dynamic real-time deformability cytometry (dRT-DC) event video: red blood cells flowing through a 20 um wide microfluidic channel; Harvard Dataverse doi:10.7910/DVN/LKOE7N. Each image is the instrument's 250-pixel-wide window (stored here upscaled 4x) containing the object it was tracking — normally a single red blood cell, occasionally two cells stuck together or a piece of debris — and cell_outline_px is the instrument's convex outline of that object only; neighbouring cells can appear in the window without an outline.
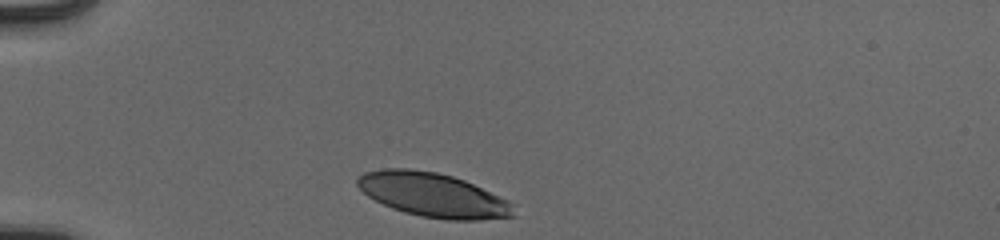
{"species": "human", "species_latin": "Homo sapiens", "temperature_condition": "cold", "stored_images_in_passage": 31, "camera_frame_rate_fps": 3000, "um_per_image_px": 0.085, "donor": {"sex": "male"}, "frame": {"image": 1, "passage_image": 1, "time_ms": 0.0, "image_size_px": [1000, 240], "cell_outline_px": [[516, 216], [480, 220], [448, 220], [420, 216], [404, 212], [392, 208], [368, 196], [356, 184], [356, 180], [364, 172], [384, 168], [408, 168], [436, 172], [452, 176], [464, 180], [508, 200], [516, 204]], "centroid_in_image_um": [36.85, 16.58], "position_along_channel_um": 48.2, "area_um2": 40.23}}
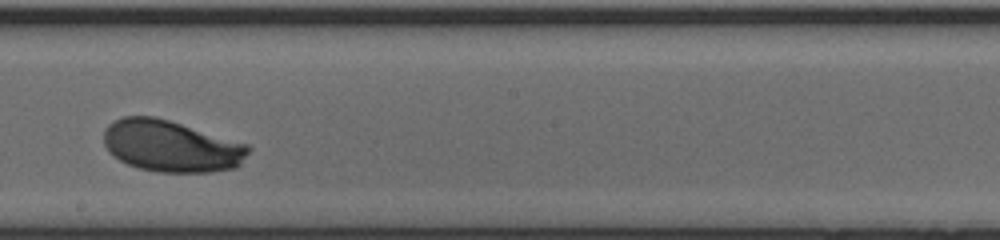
{"frame": {"image": 2, "passage_image": 18, "time_ms": 5.667, "image_size_px": [1000, 240], "cell_outline_px": [[252, 148], [240, 164], [236, 168], [212, 172], [156, 172], [140, 168], [128, 164], [120, 160], [104, 144], [104, 128], [108, 124], [124, 116], [156, 116], [248, 144]], "centroid_in_image_um": [14.57, 12.42], "position_along_channel_um": 233.6, "area_um2": 43.41}}
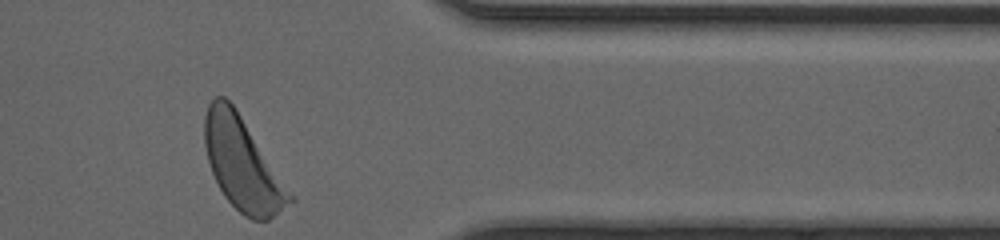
{"frame": {"image": 3, "passage_image": 31, "time_ms": 10.0, "image_size_px": [1000, 240], "cell_outline_px": [[296, 200], [268, 220], [252, 220], [244, 216], [224, 196], [212, 172], [208, 160], [204, 144], [204, 116], [208, 104], [216, 96], [224, 96], [232, 104], [296, 196]], "centroid_in_image_um": [20.64, 13.97], "position_along_channel_um": 390.8, "area_um2": 45.78}, "authors_computed_cell_mechanics": {"area_um2": 43.0032, "velocity_mm_per_s": 3.8873, "shape_relaxation_time_tau1_ms": 2.1294, "shape_relaxation_time_tau2_ms": null, "deformation_change_tau1": 0.1404, "deformation_change_tau2": null}}